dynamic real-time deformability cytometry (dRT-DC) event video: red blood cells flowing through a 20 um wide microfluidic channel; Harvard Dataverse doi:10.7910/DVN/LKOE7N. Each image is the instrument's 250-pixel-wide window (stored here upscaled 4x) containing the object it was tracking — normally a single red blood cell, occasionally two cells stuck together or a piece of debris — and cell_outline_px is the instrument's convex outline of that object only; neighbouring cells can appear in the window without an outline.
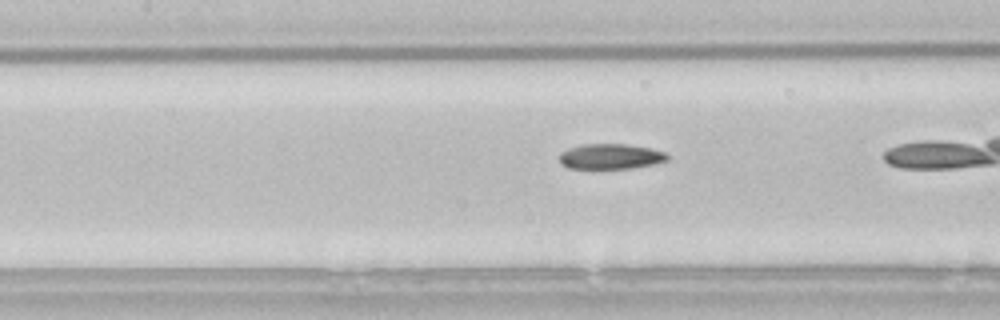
{"species": "common noctule bat (a hibernating species)", "species_latin": "Nyctalus noctula", "temperature_condition": "room temperature", "stored_images_in_passage": 33, "camera_frame_rate_fps": 3000, "um_per_image_px": 0.085, "animal": {"sex": "male", "body_mass_g": 21.5, "forearm_length_mm": 52.0}, "frame": {"image": 1, "passage_image": 15, "time_ms": 4.667, "image_size_px": [1000, 320], "cell_outline_px": [[672, 156], [668, 160], [656, 164], [632, 168], [568, 168], [560, 164], [560, 152], [568, 148], [584, 144], [628, 144], [668, 152]], "centroid_in_image_um": [51.95, 13.3], "position_along_channel_um": 155.4, "area_um2": 16.13}}